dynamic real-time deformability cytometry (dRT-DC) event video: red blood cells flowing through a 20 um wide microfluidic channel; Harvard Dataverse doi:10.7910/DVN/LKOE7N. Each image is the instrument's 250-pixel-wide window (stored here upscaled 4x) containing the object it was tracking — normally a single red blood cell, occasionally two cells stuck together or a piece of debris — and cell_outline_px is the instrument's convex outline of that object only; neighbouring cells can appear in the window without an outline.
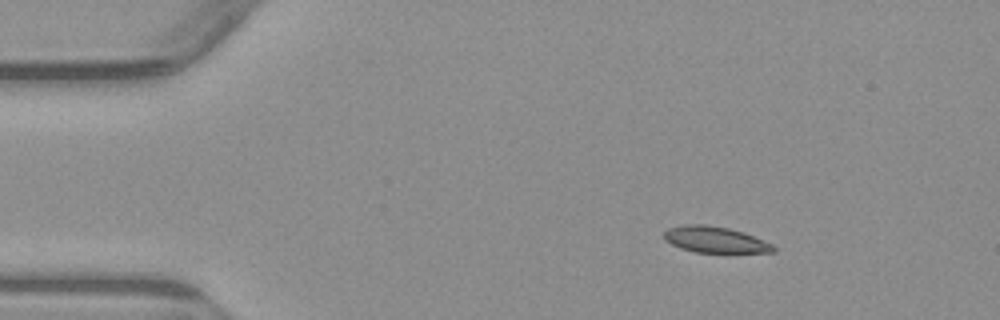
{"species": "common noctule bat (a hibernating species)", "species_latin": "Nyctalus noctula", "temperature_condition": "warm", "stored_images_in_passage": 3, "camera_frame_rate_fps": 3000, "um_per_image_px": 0.085, "animal": {"sex": "male", "body_mass_g": 23.1, "forearm_length_mm": 52.7}, "frame": {"image": 1, "passage_image": 1, "time_ms": 0.0, "image_size_px": [1000, 320], "cell_outline_px": [[776, 252], [696, 252], [680, 248], [664, 240], [664, 232], [668, 228], [684, 224], [704, 224], [728, 228], [744, 232], [772, 244], [776, 248]], "centroid_in_image_um": [60.76, 20.36], "position_along_channel_um": 24.2, "area_um2": 16.59}}